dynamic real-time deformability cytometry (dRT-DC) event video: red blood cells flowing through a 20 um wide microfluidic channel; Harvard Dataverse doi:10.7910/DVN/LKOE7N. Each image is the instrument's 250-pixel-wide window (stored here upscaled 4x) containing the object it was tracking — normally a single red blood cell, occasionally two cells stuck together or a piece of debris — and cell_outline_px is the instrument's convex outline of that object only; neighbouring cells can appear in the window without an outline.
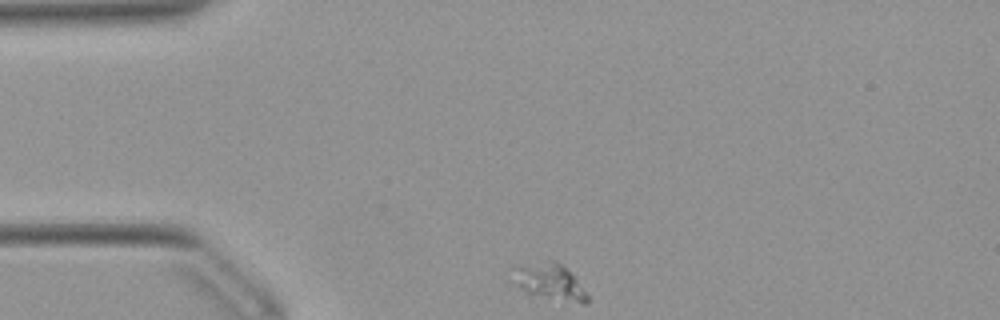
{"species": "Egyptian fruit bat (a non-hibernating species)", "species_latin": "Rousettus aegyptiacus", "temperature_condition": "warm", "stored_images_in_passage": 36, "camera_frame_rate_fps": 3000, "um_per_image_px": 0.085, "animal": {"sex": "female"}, "frame": {"image": 1, "passage_image": 1, "time_ms": 0.0, "image_size_px": [1000, 320], "cell_outline_px": [[588, 304], [584, 304], [528, 296], [520, 288], [508, 268], [512, 264], [548, 260], [556, 260], [564, 264], [572, 272], [588, 296]], "centroid_in_image_um": [46.65, 23.91], "position_along_channel_um": 38.4, "area_um2": 16.82}}
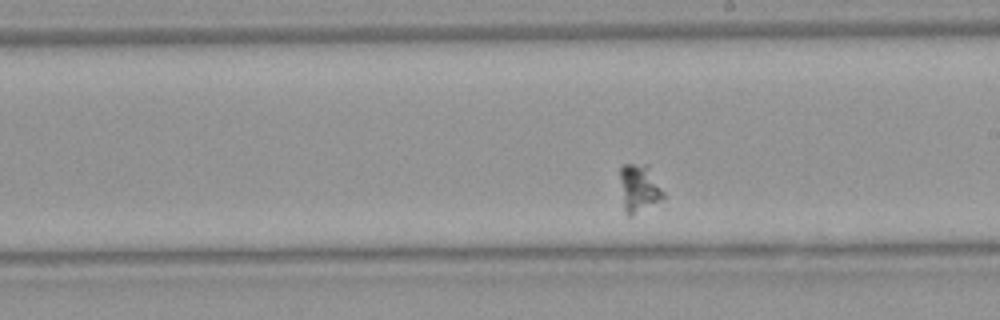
{"frame": {"image": 2, "passage_image": 21, "time_ms": 6.667, "image_size_px": [1000, 320], "cell_outline_px": [[664, 200], [632, 216], [628, 216], [624, 208], [620, 180], [620, 168], [624, 164], [648, 164], [664, 192]], "centroid_in_image_um": [54.35, 16.0], "position_along_channel_um": 234.7, "area_um2": 12.25}}
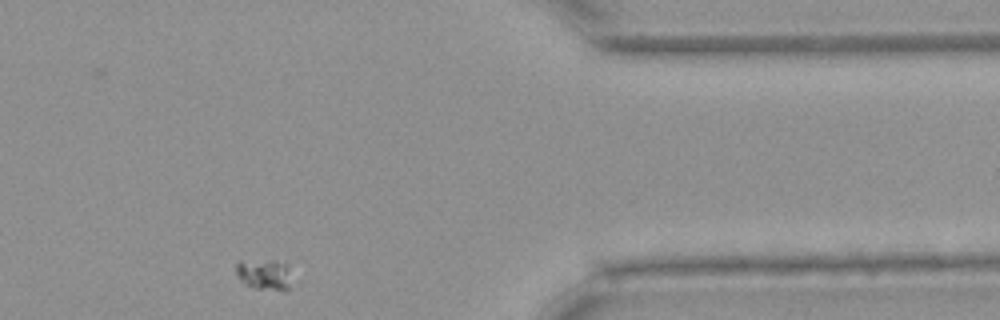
{"frame": {"image": 3, "passage_image": 36, "time_ms": 11.667, "image_size_px": [1000, 320], "cell_outline_px": [[288, 292], [284, 292], [256, 288], [244, 284], [236, 276], [236, 260], [276, 260], [288, 264]], "centroid_in_image_um": [22.41, 23.32], "position_along_channel_um": 389.0, "area_um2": 10.23}}